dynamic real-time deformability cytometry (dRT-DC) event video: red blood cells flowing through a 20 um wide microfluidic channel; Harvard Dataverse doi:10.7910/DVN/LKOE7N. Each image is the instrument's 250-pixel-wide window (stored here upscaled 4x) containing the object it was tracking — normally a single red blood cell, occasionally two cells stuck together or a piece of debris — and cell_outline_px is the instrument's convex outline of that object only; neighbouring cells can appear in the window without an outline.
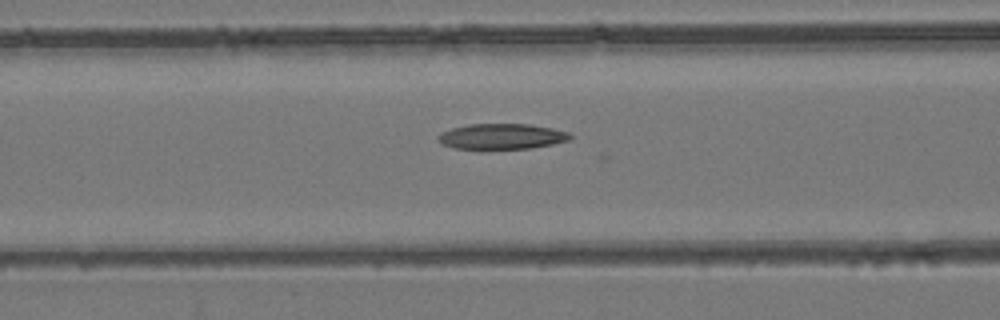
{"species": "common noctule bat (a hibernating species)", "species_latin": "Nyctalus noctula", "temperature_condition": "room temperature", "stored_images_in_passage": 30, "camera_frame_rate_fps": 3000, "um_per_image_px": 0.085, "animal": {"sex": "female", "body_mass_g": 24.6, "forearm_length_mm": 56.2}, "frame": {"image": 1, "passage_image": 11, "time_ms": 3.333, "image_size_px": [1000, 320], "cell_outline_px": [[572, 136], [568, 140], [552, 144], [528, 148], [452, 148], [440, 144], [436, 136], [452, 128], [468, 124], [528, 124], [552, 128], [568, 132]], "centroid_in_image_um": [42.61, 11.59], "position_along_channel_um": 124.0, "area_um2": 19.36}}
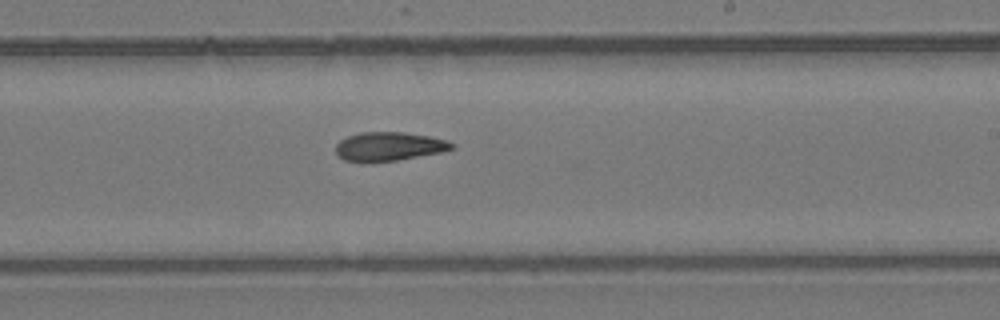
{"frame": {"image": 2, "passage_image": 21, "time_ms": 6.667, "image_size_px": [1000, 320], "cell_outline_px": [[456, 148], [440, 152], [396, 160], [344, 160], [336, 152], [336, 144], [340, 140], [348, 136], [360, 132], [404, 132], [428, 136], [448, 140], [456, 144]], "centroid_in_image_um": [33.12, 12.41], "position_along_channel_um": 255.9, "area_um2": 19.02}}
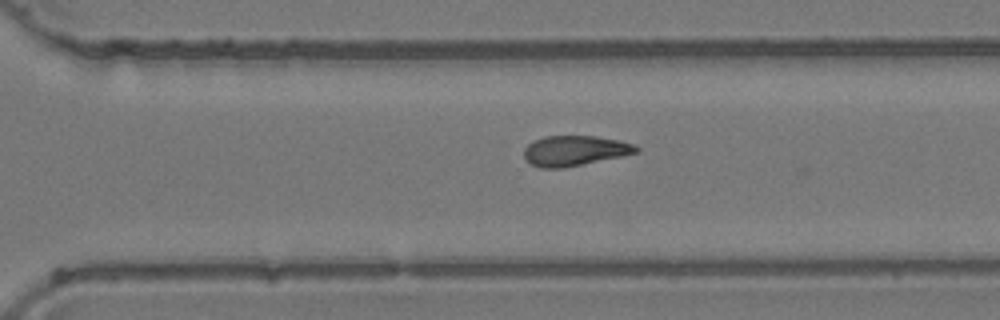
{"frame": {"image": 3, "passage_image": 26, "time_ms": 8.333, "image_size_px": [1000, 320], "cell_outline_px": [[640, 152], [564, 168], [540, 168], [532, 164], [524, 156], [524, 148], [532, 140], [544, 136], [596, 136], [620, 140], [636, 144], [640, 148]], "centroid_in_image_um": [48.88, 12.8], "position_along_channel_um": 321.7, "area_um2": 19.88}}